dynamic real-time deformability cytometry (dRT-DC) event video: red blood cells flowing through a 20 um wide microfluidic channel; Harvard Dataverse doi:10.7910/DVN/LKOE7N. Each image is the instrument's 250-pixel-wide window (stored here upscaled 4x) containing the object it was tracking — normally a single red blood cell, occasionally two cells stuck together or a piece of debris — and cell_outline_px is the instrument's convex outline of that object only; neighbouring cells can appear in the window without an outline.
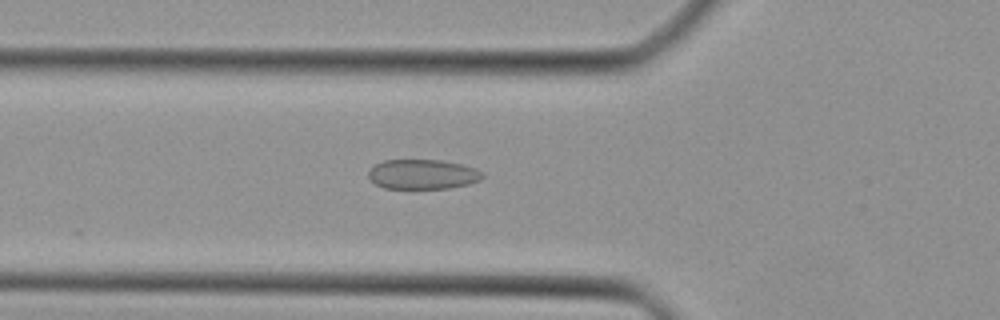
{"species": "Egyptian fruit bat (a non-hibernating species)", "species_latin": "Rousettus aegyptiacus", "temperature_condition": "cold", "stored_images_in_passage": 36, "camera_frame_rate_fps": 3000, "um_per_image_px": 0.085, "animal": {"sex": "female"}, "frame": {"image": 1, "passage_image": 7, "time_ms": 2.0, "image_size_px": [1000, 320], "cell_outline_px": [[484, 176], [480, 180], [468, 184], [448, 188], [384, 188], [376, 184], [368, 176], [368, 172], [376, 164], [384, 160], [440, 160], [460, 164], [476, 168], [484, 172]], "centroid_in_image_um": [35.95, 14.81], "position_along_channel_um": 89.8, "area_um2": 19.65}}
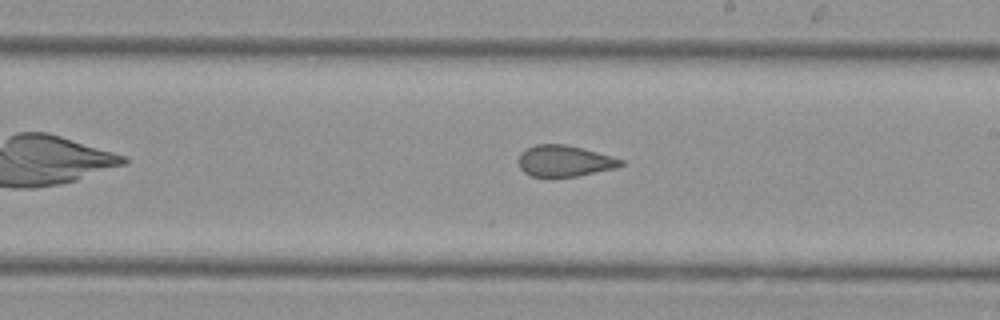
{"frame": {"image": 2, "passage_image": 17, "time_ms": 5.333, "image_size_px": [1000, 320], "cell_outline_px": [[624, 164], [616, 168], [576, 176], [532, 176], [524, 172], [520, 168], [520, 152], [536, 144], [564, 144], [584, 148], [612, 156], [624, 160]], "centroid_in_image_um": [48.01, 13.67], "position_along_channel_um": 241.0, "area_um2": 18.44}}
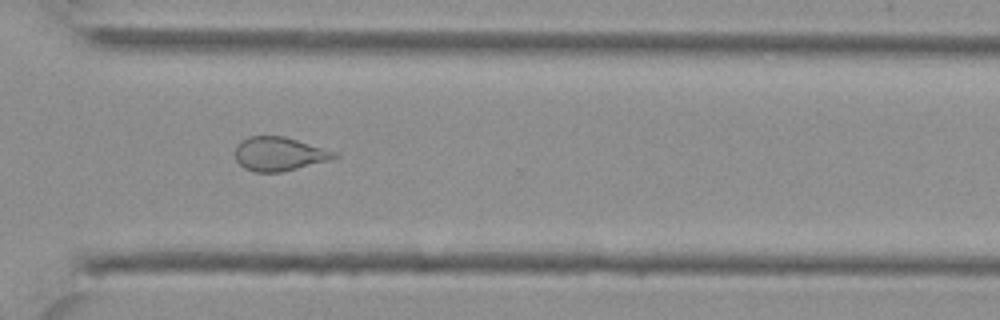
{"frame": {"image": 3, "passage_image": 24, "time_ms": 7.667, "image_size_px": [1000, 320], "cell_outline_px": [[340, 156], [332, 160], [280, 172], [256, 172], [244, 168], [236, 160], [236, 144], [240, 140], [248, 136], [284, 136], [336, 152]], "centroid_in_image_um": [23.72, 13.08], "position_along_channel_um": 346.9, "area_um2": 19.54}}